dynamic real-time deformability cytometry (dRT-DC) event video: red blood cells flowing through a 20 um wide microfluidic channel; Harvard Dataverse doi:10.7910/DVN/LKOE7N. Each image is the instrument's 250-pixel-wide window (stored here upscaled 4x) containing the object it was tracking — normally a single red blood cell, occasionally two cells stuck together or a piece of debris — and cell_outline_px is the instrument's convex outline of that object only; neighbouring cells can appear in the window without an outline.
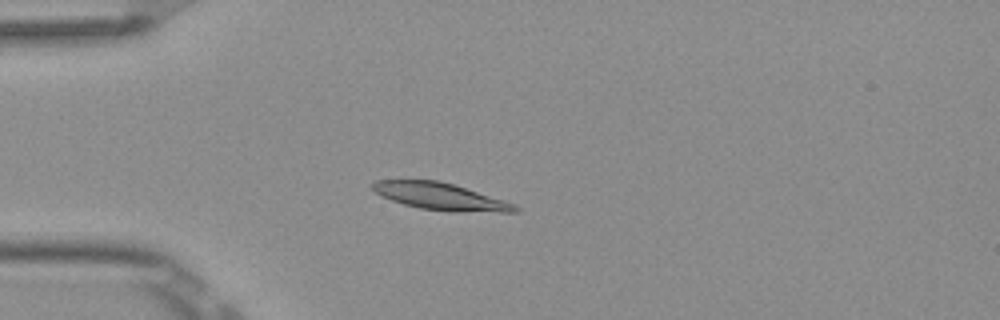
{"species": "Egyptian fruit bat (a non-hibernating species)", "species_latin": "Rousettus aegyptiacus", "temperature_condition": "room temperature", "stored_images_in_passage": 5, "camera_frame_rate_fps": 3000, "um_per_image_px": 0.085, "frame": {"image": 1, "passage_image": 5, "time_ms": 1.333, "image_size_px": [1000, 320], "cell_outline_px": [[520, 212], [452, 212], [420, 208], [404, 204], [380, 196], [372, 188], [372, 184], [376, 180], [440, 180], [504, 200], [516, 204], [520, 208]], "centroid_in_image_um": [37.48, 16.71], "position_along_channel_um": 47.5, "area_um2": 22.48}}